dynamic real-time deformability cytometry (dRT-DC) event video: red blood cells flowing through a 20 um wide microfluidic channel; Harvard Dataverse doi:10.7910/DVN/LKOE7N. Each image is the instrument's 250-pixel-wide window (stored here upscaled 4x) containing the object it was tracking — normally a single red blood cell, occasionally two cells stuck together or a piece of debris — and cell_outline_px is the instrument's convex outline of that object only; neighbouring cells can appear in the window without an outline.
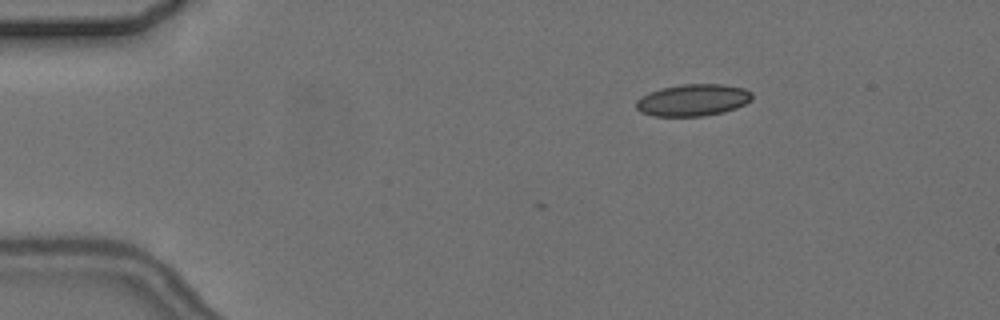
{"species": "common noctule bat (a hibernating species)", "species_latin": "Nyctalus noctula", "temperature_condition": "cold", "stored_images_in_passage": 4, "camera_frame_rate_fps": 3000, "um_per_image_px": 0.085, "animal": {"sex": "female", "body_mass_g": 24.6, "forearm_length_mm": 56.2}, "frame": {"image": 1, "passage_image": 2, "time_ms": 1.333, "image_size_px": [1000, 320], "cell_outline_px": [[752, 100], [736, 108], [724, 112], [704, 116], [652, 116], [640, 112], [636, 108], [636, 100], [652, 92], [664, 88], [684, 84], [720, 84], [744, 88], [752, 92]], "centroid_in_image_um": [58.93, 8.52], "position_along_channel_um": 26.1, "area_um2": 21.39}}